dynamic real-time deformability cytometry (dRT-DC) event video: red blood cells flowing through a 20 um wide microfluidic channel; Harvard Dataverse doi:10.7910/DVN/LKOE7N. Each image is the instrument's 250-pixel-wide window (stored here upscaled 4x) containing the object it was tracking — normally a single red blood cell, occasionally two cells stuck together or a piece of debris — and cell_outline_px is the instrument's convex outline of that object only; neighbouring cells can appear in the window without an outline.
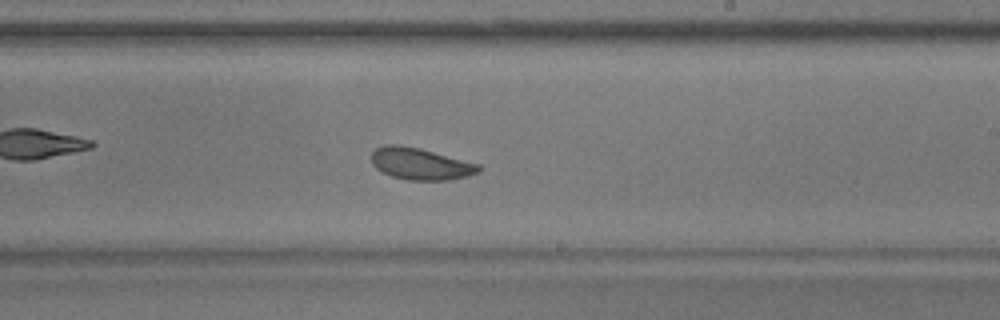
{"species": "common noctule bat (a hibernating species)", "species_latin": "Nyctalus noctula", "temperature_condition": "warm", "stored_images_in_passage": 55, "camera_frame_rate_fps": 3000, "um_per_image_px": 0.085, "animal": {"sex": "male", "body_mass_g": 17.9}, "frame": {"image": 1, "passage_image": 32, "time_ms": 10.333, "image_size_px": [1000, 320], "cell_outline_px": [[480, 172], [468, 176], [448, 180], [408, 180], [392, 176], [376, 168], [372, 164], [372, 152], [376, 148], [384, 144], [400, 144], [420, 148], [480, 164]], "centroid_in_image_um": [35.75, 13.91], "position_along_channel_um": 253.3, "area_um2": 19.94}, "authors_computed_cell_mechanics": {"area_um2": 21.097, "velocity_mm_per_s": 3.7156, "shape_relaxation_time_tau1_ms": 3.9766, "shape_relaxation_time_tau2_ms": null, "deformation_change_tau1": 0.0867, "deformation_change_tau2": null}}